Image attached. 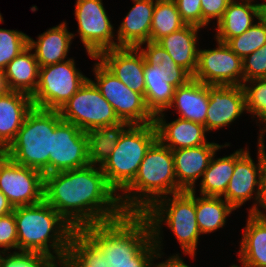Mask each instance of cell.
I'll list each match as a JSON object with an SVG mask.
<instances>
[{"label":"cell","mask_w":266,"mask_h":267,"mask_svg":"<svg viewBox=\"0 0 266 267\" xmlns=\"http://www.w3.org/2000/svg\"><path fill=\"white\" fill-rule=\"evenodd\" d=\"M249 84V85H248ZM245 93L246 113L252 114L258 119V123L264 124L260 128V135L266 133V78L243 82Z\"/></svg>","instance_id":"e575fe53"},{"label":"cell","mask_w":266,"mask_h":267,"mask_svg":"<svg viewBox=\"0 0 266 267\" xmlns=\"http://www.w3.org/2000/svg\"><path fill=\"white\" fill-rule=\"evenodd\" d=\"M10 252H0V267H60L51 257L40 252Z\"/></svg>","instance_id":"d590c367"},{"label":"cell","mask_w":266,"mask_h":267,"mask_svg":"<svg viewBox=\"0 0 266 267\" xmlns=\"http://www.w3.org/2000/svg\"><path fill=\"white\" fill-rule=\"evenodd\" d=\"M183 260L179 253L173 254L165 261L156 263V267H190Z\"/></svg>","instance_id":"ee69618b"},{"label":"cell","mask_w":266,"mask_h":267,"mask_svg":"<svg viewBox=\"0 0 266 267\" xmlns=\"http://www.w3.org/2000/svg\"><path fill=\"white\" fill-rule=\"evenodd\" d=\"M265 212H266V169L262 172L260 177L259 194L257 202L254 208L251 209L250 212L248 213L257 216L259 218H265L266 217Z\"/></svg>","instance_id":"7bdbcfd3"},{"label":"cell","mask_w":266,"mask_h":267,"mask_svg":"<svg viewBox=\"0 0 266 267\" xmlns=\"http://www.w3.org/2000/svg\"><path fill=\"white\" fill-rule=\"evenodd\" d=\"M216 42L215 49L198 51L197 68L192 78L206 85L242 86V59L226 43Z\"/></svg>","instance_id":"9a60e30c"},{"label":"cell","mask_w":266,"mask_h":267,"mask_svg":"<svg viewBox=\"0 0 266 267\" xmlns=\"http://www.w3.org/2000/svg\"><path fill=\"white\" fill-rule=\"evenodd\" d=\"M215 153L200 181V196L222 197L235 168V152L222 158Z\"/></svg>","instance_id":"f546056e"},{"label":"cell","mask_w":266,"mask_h":267,"mask_svg":"<svg viewBox=\"0 0 266 267\" xmlns=\"http://www.w3.org/2000/svg\"><path fill=\"white\" fill-rule=\"evenodd\" d=\"M264 135L258 136V163L255 164L250 156L249 148L235 151V168L228 183L225 194L222 196L235 210L240 208L245 202L253 198L254 204L249 208V212L254 208L259 194L260 177L266 169V156ZM256 187V189H255ZM253 195L255 197H253Z\"/></svg>","instance_id":"7c38bea8"},{"label":"cell","mask_w":266,"mask_h":267,"mask_svg":"<svg viewBox=\"0 0 266 267\" xmlns=\"http://www.w3.org/2000/svg\"><path fill=\"white\" fill-rule=\"evenodd\" d=\"M154 240L152 239L134 258L133 263L108 264L109 267H156L155 259H160Z\"/></svg>","instance_id":"60d3db41"},{"label":"cell","mask_w":266,"mask_h":267,"mask_svg":"<svg viewBox=\"0 0 266 267\" xmlns=\"http://www.w3.org/2000/svg\"><path fill=\"white\" fill-rule=\"evenodd\" d=\"M243 82L266 78V43L242 59Z\"/></svg>","instance_id":"74e56055"},{"label":"cell","mask_w":266,"mask_h":267,"mask_svg":"<svg viewBox=\"0 0 266 267\" xmlns=\"http://www.w3.org/2000/svg\"><path fill=\"white\" fill-rule=\"evenodd\" d=\"M263 16L266 18V2H263Z\"/></svg>","instance_id":"7dc6e473"},{"label":"cell","mask_w":266,"mask_h":267,"mask_svg":"<svg viewBox=\"0 0 266 267\" xmlns=\"http://www.w3.org/2000/svg\"><path fill=\"white\" fill-rule=\"evenodd\" d=\"M62 267H109V265L99 247L82 230H75Z\"/></svg>","instance_id":"1f68e13d"},{"label":"cell","mask_w":266,"mask_h":267,"mask_svg":"<svg viewBox=\"0 0 266 267\" xmlns=\"http://www.w3.org/2000/svg\"><path fill=\"white\" fill-rule=\"evenodd\" d=\"M134 5L118 26V47L137 48L150 41L153 10L156 0H132Z\"/></svg>","instance_id":"44dd1931"},{"label":"cell","mask_w":266,"mask_h":267,"mask_svg":"<svg viewBox=\"0 0 266 267\" xmlns=\"http://www.w3.org/2000/svg\"><path fill=\"white\" fill-rule=\"evenodd\" d=\"M30 95L8 90L0 95V149L4 151L15 139L26 115L33 109Z\"/></svg>","instance_id":"7402d4cb"},{"label":"cell","mask_w":266,"mask_h":267,"mask_svg":"<svg viewBox=\"0 0 266 267\" xmlns=\"http://www.w3.org/2000/svg\"><path fill=\"white\" fill-rule=\"evenodd\" d=\"M75 4L78 35L89 57L96 60L102 51L117 48L114 27L102 0H76Z\"/></svg>","instance_id":"4fadbf2b"},{"label":"cell","mask_w":266,"mask_h":267,"mask_svg":"<svg viewBox=\"0 0 266 267\" xmlns=\"http://www.w3.org/2000/svg\"><path fill=\"white\" fill-rule=\"evenodd\" d=\"M102 251L108 264L133 263V258L153 239L149 219L144 214L122 217L81 229Z\"/></svg>","instance_id":"5b68a950"},{"label":"cell","mask_w":266,"mask_h":267,"mask_svg":"<svg viewBox=\"0 0 266 267\" xmlns=\"http://www.w3.org/2000/svg\"><path fill=\"white\" fill-rule=\"evenodd\" d=\"M74 36L63 21L39 34L36 41L28 37V47L35 51L34 55L40 67H44L66 61Z\"/></svg>","instance_id":"cb8c5ba5"},{"label":"cell","mask_w":266,"mask_h":267,"mask_svg":"<svg viewBox=\"0 0 266 267\" xmlns=\"http://www.w3.org/2000/svg\"><path fill=\"white\" fill-rule=\"evenodd\" d=\"M0 252L18 250L17 226L14 213L0 217Z\"/></svg>","instance_id":"f35d334b"},{"label":"cell","mask_w":266,"mask_h":267,"mask_svg":"<svg viewBox=\"0 0 266 267\" xmlns=\"http://www.w3.org/2000/svg\"><path fill=\"white\" fill-rule=\"evenodd\" d=\"M177 193L173 153L158 139L150 146L134 180L119 194L125 213L143 214L157 200Z\"/></svg>","instance_id":"3957f363"},{"label":"cell","mask_w":266,"mask_h":267,"mask_svg":"<svg viewBox=\"0 0 266 267\" xmlns=\"http://www.w3.org/2000/svg\"><path fill=\"white\" fill-rule=\"evenodd\" d=\"M14 207L6 198V196L0 191V217L5 216L13 212Z\"/></svg>","instance_id":"f6af8a7d"},{"label":"cell","mask_w":266,"mask_h":267,"mask_svg":"<svg viewBox=\"0 0 266 267\" xmlns=\"http://www.w3.org/2000/svg\"><path fill=\"white\" fill-rule=\"evenodd\" d=\"M96 60L132 91L145 93L143 54L138 48L118 47L102 51Z\"/></svg>","instance_id":"ac0fdd59"},{"label":"cell","mask_w":266,"mask_h":267,"mask_svg":"<svg viewBox=\"0 0 266 267\" xmlns=\"http://www.w3.org/2000/svg\"><path fill=\"white\" fill-rule=\"evenodd\" d=\"M254 3V0H231L217 22L215 40L227 43L231 38L246 32L254 24L253 19H260L263 16V4Z\"/></svg>","instance_id":"603a6c76"},{"label":"cell","mask_w":266,"mask_h":267,"mask_svg":"<svg viewBox=\"0 0 266 267\" xmlns=\"http://www.w3.org/2000/svg\"><path fill=\"white\" fill-rule=\"evenodd\" d=\"M266 43V18L258 19L246 32L231 38L226 44L231 50L244 59L246 56L260 49Z\"/></svg>","instance_id":"836d02e7"},{"label":"cell","mask_w":266,"mask_h":267,"mask_svg":"<svg viewBox=\"0 0 266 267\" xmlns=\"http://www.w3.org/2000/svg\"><path fill=\"white\" fill-rule=\"evenodd\" d=\"M2 22H3V17H2V15L0 13V23H2Z\"/></svg>","instance_id":"c3c4849f"},{"label":"cell","mask_w":266,"mask_h":267,"mask_svg":"<svg viewBox=\"0 0 266 267\" xmlns=\"http://www.w3.org/2000/svg\"><path fill=\"white\" fill-rule=\"evenodd\" d=\"M129 126V123L122 121L111 126L89 129L86 135L90 165L101 166L111 155L120 136Z\"/></svg>","instance_id":"f1b7e54d"},{"label":"cell","mask_w":266,"mask_h":267,"mask_svg":"<svg viewBox=\"0 0 266 267\" xmlns=\"http://www.w3.org/2000/svg\"><path fill=\"white\" fill-rule=\"evenodd\" d=\"M186 25L202 28L201 0H173Z\"/></svg>","instance_id":"ab89813d"},{"label":"cell","mask_w":266,"mask_h":267,"mask_svg":"<svg viewBox=\"0 0 266 267\" xmlns=\"http://www.w3.org/2000/svg\"><path fill=\"white\" fill-rule=\"evenodd\" d=\"M231 0H201L202 28L208 26L211 20L218 22Z\"/></svg>","instance_id":"b9f144b4"},{"label":"cell","mask_w":266,"mask_h":267,"mask_svg":"<svg viewBox=\"0 0 266 267\" xmlns=\"http://www.w3.org/2000/svg\"><path fill=\"white\" fill-rule=\"evenodd\" d=\"M90 165L88 137L74 124L62 120L52 135V155H49V174L79 169Z\"/></svg>","instance_id":"2e32d148"},{"label":"cell","mask_w":266,"mask_h":267,"mask_svg":"<svg viewBox=\"0 0 266 267\" xmlns=\"http://www.w3.org/2000/svg\"><path fill=\"white\" fill-rule=\"evenodd\" d=\"M44 175L34 168L0 155V191L13 207L33 205L43 201Z\"/></svg>","instance_id":"5bb4252c"},{"label":"cell","mask_w":266,"mask_h":267,"mask_svg":"<svg viewBox=\"0 0 266 267\" xmlns=\"http://www.w3.org/2000/svg\"><path fill=\"white\" fill-rule=\"evenodd\" d=\"M208 93L209 105L204 124L208 132L230 125L246 111L242 86L208 85Z\"/></svg>","instance_id":"e0dca14e"},{"label":"cell","mask_w":266,"mask_h":267,"mask_svg":"<svg viewBox=\"0 0 266 267\" xmlns=\"http://www.w3.org/2000/svg\"><path fill=\"white\" fill-rule=\"evenodd\" d=\"M8 90L4 70L0 69V95L4 94Z\"/></svg>","instance_id":"bcb514c9"},{"label":"cell","mask_w":266,"mask_h":267,"mask_svg":"<svg viewBox=\"0 0 266 267\" xmlns=\"http://www.w3.org/2000/svg\"><path fill=\"white\" fill-rule=\"evenodd\" d=\"M146 48H142V45ZM143 54L145 93L149 111L155 116L170 107L174 91L185 85L192 76L178 66L168 52L157 42L148 41L137 47Z\"/></svg>","instance_id":"52a82bcc"},{"label":"cell","mask_w":266,"mask_h":267,"mask_svg":"<svg viewBox=\"0 0 266 267\" xmlns=\"http://www.w3.org/2000/svg\"><path fill=\"white\" fill-rule=\"evenodd\" d=\"M201 28L193 25H185L180 30L159 39V43L175 61L185 69L192 77L197 68L198 61V31Z\"/></svg>","instance_id":"484cf974"},{"label":"cell","mask_w":266,"mask_h":267,"mask_svg":"<svg viewBox=\"0 0 266 267\" xmlns=\"http://www.w3.org/2000/svg\"><path fill=\"white\" fill-rule=\"evenodd\" d=\"M28 35L21 31L0 28V69L28 47Z\"/></svg>","instance_id":"8d00e7d4"},{"label":"cell","mask_w":266,"mask_h":267,"mask_svg":"<svg viewBox=\"0 0 266 267\" xmlns=\"http://www.w3.org/2000/svg\"><path fill=\"white\" fill-rule=\"evenodd\" d=\"M75 60L40 67L38 84L31 95L35 108L59 111L87 81L75 66Z\"/></svg>","instance_id":"9c48e42d"},{"label":"cell","mask_w":266,"mask_h":267,"mask_svg":"<svg viewBox=\"0 0 266 267\" xmlns=\"http://www.w3.org/2000/svg\"><path fill=\"white\" fill-rule=\"evenodd\" d=\"M13 213L18 250L46 254L62 266L74 227L44 200L33 205L14 207Z\"/></svg>","instance_id":"7a4b0ae2"},{"label":"cell","mask_w":266,"mask_h":267,"mask_svg":"<svg viewBox=\"0 0 266 267\" xmlns=\"http://www.w3.org/2000/svg\"><path fill=\"white\" fill-rule=\"evenodd\" d=\"M235 209L222 197L196 196V220L201 234H210L223 228Z\"/></svg>","instance_id":"4dcf8cb0"},{"label":"cell","mask_w":266,"mask_h":267,"mask_svg":"<svg viewBox=\"0 0 266 267\" xmlns=\"http://www.w3.org/2000/svg\"><path fill=\"white\" fill-rule=\"evenodd\" d=\"M59 113L62 120L74 124L84 132L122 122L91 78L64 104Z\"/></svg>","instance_id":"30bf717a"},{"label":"cell","mask_w":266,"mask_h":267,"mask_svg":"<svg viewBox=\"0 0 266 267\" xmlns=\"http://www.w3.org/2000/svg\"><path fill=\"white\" fill-rule=\"evenodd\" d=\"M209 105L208 85L192 78L174 91L169 109L177 110L179 118L205 124ZM174 106V107H173Z\"/></svg>","instance_id":"d4e9b609"},{"label":"cell","mask_w":266,"mask_h":267,"mask_svg":"<svg viewBox=\"0 0 266 267\" xmlns=\"http://www.w3.org/2000/svg\"><path fill=\"white\" fill-rule=\"evenodd\" d=\"M29 47L7 64L4 75L9 90L32 95L38 84L40 65Z\"/></svg>","instance_id":"83f0119b"},{"label":"cell","mask_w":266,"mask_h":267,"mask_svg":"<svg viewBox=\"0 0 266 267\" xmlns=\"http://www.w3.org/2000/svg\"><path fill=\"white\" fill-rule=\"evenodd\" d=\"M231 267H244V266H238V265H235V264H233V265H231Z\"/></svg>","instance_id":"681fc988"},{"label":"cell","mask_w":266,"mask_h":267,"mask_svg":"<svg viewBox=\"0 0 266 267\" xmlns=\"http://www.w3.org/2000/svg\"><path fill=\"white\" fill-rule=\"evenodd\" d=\"M156 140L154 123L130 125L122 133L111 155L100 166L107 183L118 195L134 180L144 156Z\"/></svg>","instance_id":"ba28073f"},{"label":"cell","mask_w":266,"mask_h":267,"mask_svg":"<svg viewBox=\"0 0 266 267\" xmlns=\"http://www.w3.org/2000/svg\"><path fill=\"white\" fill-rule=\"evenodd\" d=\"M61 121L59 111L33 107L3 153L20 165L39 170L43 175L49 174L52 135Z\"/></svg>","instance_id":"8992f818"},{"label":"cell","mask_w":266,"mask_h":267,"mask_svg":"<svg viewBox=\"0 0 266 267\" xmlns=\"http://www.w3.org/2000/svg\"><path fill=\"white\" fill-rule=\"evenodd\" d=\"M239 261L244 267H266V220L248 213L243 229Z\"/></svg>","instance_id":"4316f807"},{"label":"cell","mask_w":266,"mask_h":267,"mask_svg":"<svg viewBox=\"0 0 266 267\" xmlns=\"http://www.w3.org/2000/svg\"><path fill=\"white\" fill-rule=\"evenodd\" d=\"M165 112L154 117L157 139L170 150L191 148L209 143L203 124L178 118L171 123L166 122Z\"/></svg>","instance_id":"ffe728a7"},{"label":"cell","mask_w":266,"mask_h":267,"mask_svg":"<svg viewBox=\"0 0 266 267\" xmlns=\"http://www.w3.org/2000/svg\"><path fill=\"white\" fill-rule=\"evenodd\" d=\"M143 214L151 224L158 253L163 255L161 234L164 223L174 233L183 254L194 259L202 235L196 220V188L162 197Z\"/></svg>","instance_id":"277c9868"},{"label":"cell","mask_w":266,"mask_h":267,"mask_svg":"<svg viewBox=\"0 0 266 267\" xmlns=\"http://www.w3.org/2000/svg\"><path fill=\"white\" fill-rule=\"evenodd\" d=\"M43 200L75 230L125 214L119 195L97 165L44 175Z\"/></svg>","instance_id":"6da1fadb"},{"label":"cell","mask_w":266,"mask_h":267,"mask_svg":"<svg viewBox=\"0 0 266 267\" xmlns=\"http://www.w3.org/2000/svg\"><path fill=\"white\" fill-rule=\"evenodd\" d=\"M230 144L219 145L209 142L201 146L173 150V161L177 180V193L190 191L195 188V183L202 179L204 171L209 166L213 155L219 149Z\"/></svg>","instance_id":"d6986e66"},{"label":"cell","mask_w":266,"mask_h":267,"mask_svg":"<svg viewBox=\"0 0 266 267\" xmlns=\"http://www.w3.org/2000/svg\"><path fill=\"white\" fill-rule=\"evenodd\" d=\"M95 80H91L102 96L112 105L118 118L130 125L154 123V115L146 106L145 98L124 85L100 61L93 67Z\"/></svg>","instance_id":"8fae6325"},{"label":"cell","mask_w":266,"mask_h":267,"mask_svg":"<svg viewBox=\"0 0 266 267\" xmlns=\"http://www.w3.org/2000/svg\"><path fill=\"white\" fill-rule=\"evenodd\" d=\"M185 25L173 0H156L152 16L150 41L157 42L162 37L180 30Z\"/></svg>","instance_id":"d6a6232c"}]
</instances>
